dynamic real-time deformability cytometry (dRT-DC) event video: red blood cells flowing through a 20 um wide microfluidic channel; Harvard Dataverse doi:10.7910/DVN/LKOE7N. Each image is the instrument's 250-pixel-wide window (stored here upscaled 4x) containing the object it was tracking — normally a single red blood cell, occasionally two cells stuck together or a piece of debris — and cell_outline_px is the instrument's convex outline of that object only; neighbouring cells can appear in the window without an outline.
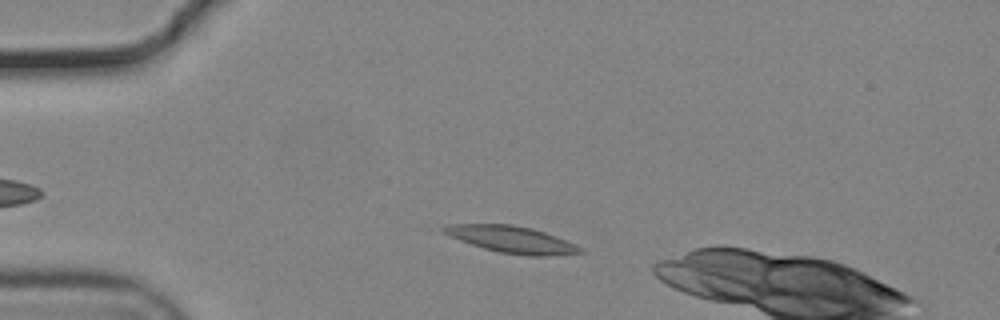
{"species": "common noctule bat (a hibernating species)", "species_latin": "Nyctalus noctula", "temperature_condition": "cold", "stored_images_in_passage": 40, "camera_frame_rate_fps": 3000, "um_per_image_px": 0.085, "animal": {"sex": "male", "body_mass_g": 19.2, "forearm_length_mm": 51.8}, "frame": {"image": 1, "passage_image": 4, "time_ms": 1.0, "image_size_px": [1000, 320], "cell_outline_px": [[584, 252], [548, 256], [528, 256], [500, 252], [484, 248], [460, 240], [444, 232], [440, 228], [444, 224], [508, 224], [532, 228], [556, 236], [576, 244], [584, 248]], "centroid_in_image_um": [43.53, 20.35], "position_along_channel_um": 41.5, "area_um2": 21.15}}
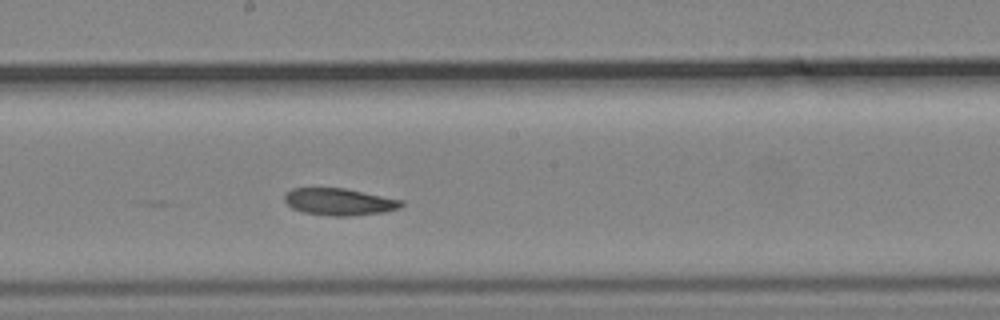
{"frame": {"image": 2, "passage_image": 21, "time_ms": 6.667, "image_size_px": [1000, 320], "cell_outline_px": [[404, 204], [400, 208], [384, 212], [352, 216], [328, 216], [304, 212], [292, 208], [284, 200], [284, 196], [292, 188], [344, 188], [404, 200]], "centroid_in_image_um": [28.87, 17.16], "position_along_channel_um": 219.3, "area_um2": 18.44}}
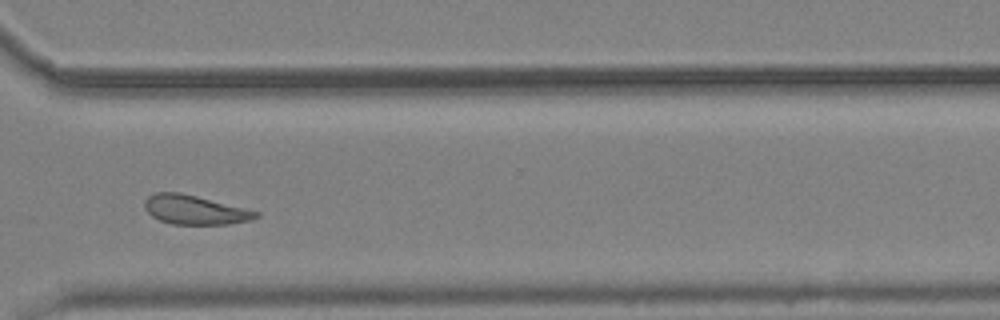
{"frame": {"image": 3, "passage_image": 32, "time_ms": 10.333, "image_size_px": [1000, 320], "cell_outline_px": [[260, 216], [252, 220], [228, 224], [172, 224], [160, 220], [152, 216], [144, 208], [144, 200], [148, 196], [156, 192], [180, 192], [260, 212]], "centroid_in_image_um": [16.55, 17.84], "position_along_channel_um": 354.1, "area_um2": 18.84}, "authors_computed_cell_mechanics": {"area_um2": 19.4208, "velocity_mm_per_s": 3.671, "shape_relaxation_time_tau1_ms": 6.9619, "shape_relaxation_time_tau2_ms": 4.8526, "deformation_change_tau1": 0.1315, "deformation_change_tau2": 0.1198}}